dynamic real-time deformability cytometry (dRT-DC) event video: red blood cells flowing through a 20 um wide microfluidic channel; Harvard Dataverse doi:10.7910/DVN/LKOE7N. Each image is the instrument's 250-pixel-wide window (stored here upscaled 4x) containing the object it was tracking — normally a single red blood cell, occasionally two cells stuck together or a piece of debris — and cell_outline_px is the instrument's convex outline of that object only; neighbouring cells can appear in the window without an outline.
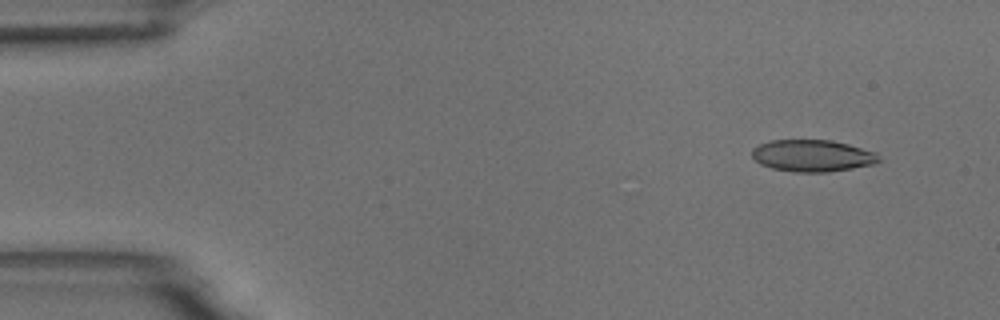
{"species": "common noctule bat (a hibernating species)", "species_latin": "Nyctalus noctula", "temperature_condition": "room temperature", "stored_images_in_passage": 5, "camera_frame_rate_fps": 3000, "um_per_image_px": 0.085, "animal": {"sex": "male", "body_mass_g": 18.8}, "frame": {"image": 1, "passage_image": 2, "time_ms": 1.0, "image_size_px": [1000, 320], "cell_outline_px": [[880, 160], [876, 164], [828, 172], [796, 172], [772, 168], [760, 164], [752, 156], [752, 148], [760, 144], [772, 140], [832, 140], [848, 144], [876, 152]], "centroid_in_image_um": [69.07, 13.23], "position_along_channel_um": 15.9, "area_um2": 23.52}}
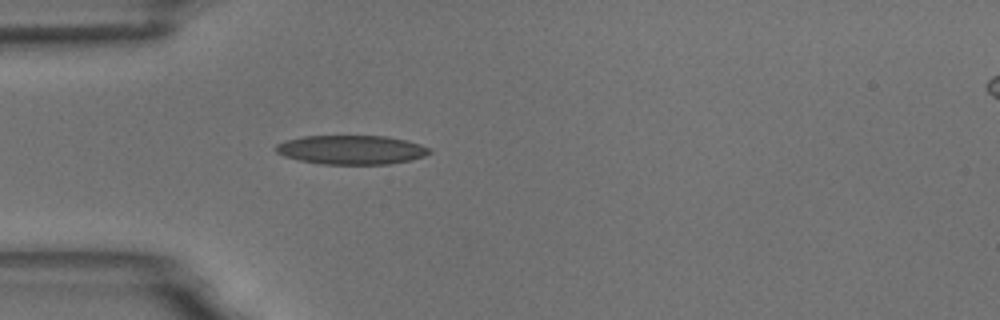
{"frame": {"image": 2, "passage_image": 5, "time_ms": 4.667, "image_size_px": [1000, 320], "cell_outline_px": [[432, 152], [424, 156], [412, 160], [388, 164], [320, 164], [300, 160], [284, 156], [276, 152], [276, 144], [284, 140], [304, 136], [388, 136], [408, 140], [420, 144], [428, 148]], "centroid_in_image_um": [29.87, 12.73], "position_along_channel_um": 55.1, "area_um2": 26.13}}